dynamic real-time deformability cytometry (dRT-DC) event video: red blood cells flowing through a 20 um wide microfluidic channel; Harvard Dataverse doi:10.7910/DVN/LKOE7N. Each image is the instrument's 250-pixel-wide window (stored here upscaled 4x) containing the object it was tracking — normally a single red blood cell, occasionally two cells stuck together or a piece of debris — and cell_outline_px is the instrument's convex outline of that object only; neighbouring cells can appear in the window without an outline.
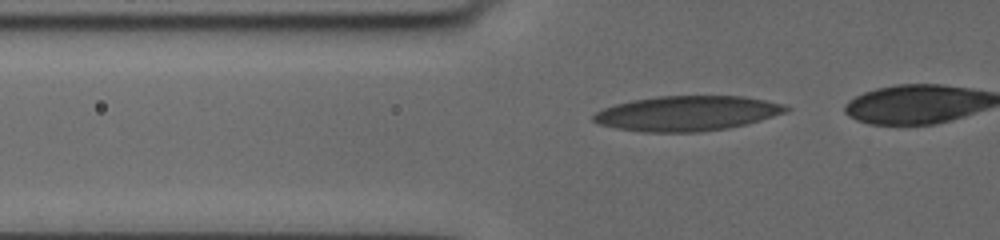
{"species": "human", "species_latin": "Homo sapiens", "temperature_condition": "cold", "stored_images_in_passage": 21, "camera_frame_rate_fps": 3000, "um_per_image_px": 0.085, "donor": {"sex": "female"}, "frame": {"image": 1, "passage_image": 10, "time_ms": 3.0, "image_size_px": [1000, 240], "cell_outline_px": [[792, 108], [788, 112], [760, 120], [728, 128], [696, 132], [644, 132], [620, 128], [600, 124], [592, 120], [592, 116], [596, 112], [604, 108], [616, 104], [632, 100], [656, 96], [744, 96], [768, 100], [784, 104]], "centroid_in_image_um": [58.45, 9.62], "position_along_channel_um": 67.3, "area_um2": 39.19}}
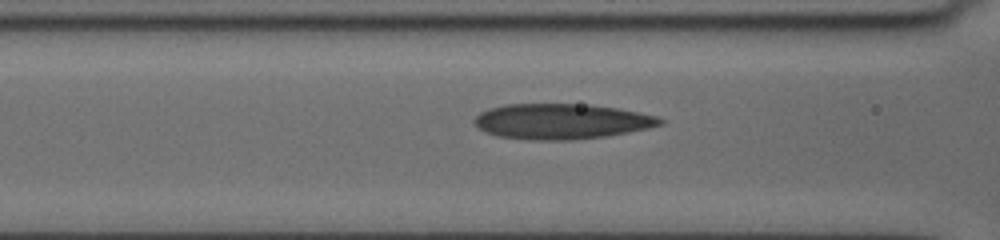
{"frame": {"image": 2, "passage_image": 15, "time_ms": 4.667, "image_size_px": [1000, 240], "cell_outline_px": [[664, 124], [604, 136], [564, 140], [540, 140], [496, 136], [480, 128], [476, 124], [476, 116], [480, 112], [488, 108], [504, 104], [580, 104], [616, 108], [656, 116], [664, 120]], "centroid_in_image_um": [47.68, 10.3], "position_along_channel_um": 118.9, "area_um2": 37.51}}
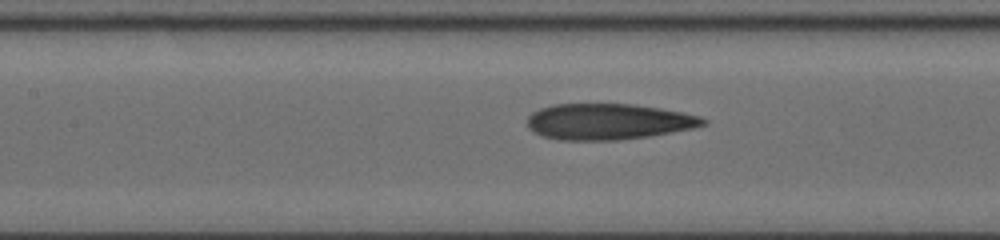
{"frame": {"image": 3, "passage_image": 18, "time_ms": 5.667, "image_size_px": [1000, 240], "cell_outline_px": [[708, 124], [692, 128], [648, 136], [616, 140], [560, 140], [540, 136], [532, 132], [528, 128], [528, 116], [532, 112], [540, 108], [552, 104], [632, 104], [660, 108], [684, 112], [700, 116], [708, 120]], "centroid_in_image_um": [51.68, 10.33], "position_along_channel_um": 155.7, "area_um2": 37.05}}